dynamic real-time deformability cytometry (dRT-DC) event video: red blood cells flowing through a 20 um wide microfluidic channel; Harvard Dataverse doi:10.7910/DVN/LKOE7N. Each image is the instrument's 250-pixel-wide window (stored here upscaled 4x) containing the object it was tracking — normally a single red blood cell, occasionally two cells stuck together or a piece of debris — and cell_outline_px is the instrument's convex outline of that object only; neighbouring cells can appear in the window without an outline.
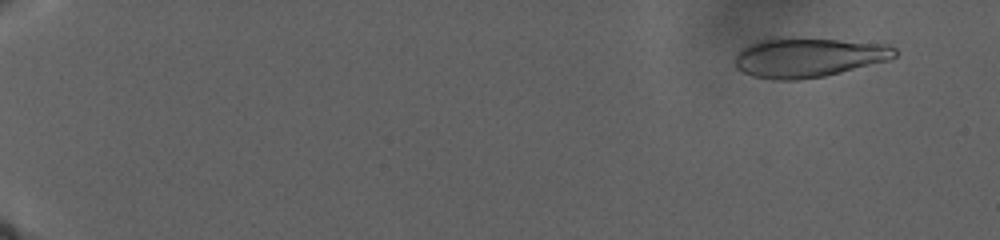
{"species": "human", "species_latin": "Homo sapiens", "temperature_condition": "warm", "stored_images_in_passage": 64, "camera_frame_rate_fps": 3000, "um_per_image_px": 0.085, "donor": {"sex": "male"}, "frame": {"image": 1, "passage_image": 4, "time_ms": 3.0, "image_size_px": [1000, 240], "cell_outline_px": [[896, 56], [888, 60], [824, 76], [796, 80], [772, 80], [752, 76], [736, 68], [732, 60], [736, 52], [740, 48], [748, 44], [760, 40], [780, 36], [788, 36], [888, 44], [896, 48]], "centroid_in_image_um": [68.62, 4.86], "position_along_channel_um": 16.4, "area_um2": 37.4}}
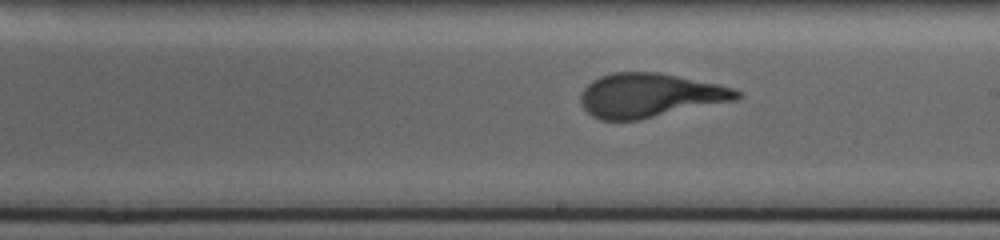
{"frame": {"image": 2, "passage_image": 37, "time_ms": 26.333, "image_size_px": [1000, 240], "cell_outline_px": [[740, 96], [736, 100], [640, 120], [600, 120], [592, 116], [580, 104], [580, 92], [592, 80], [600, 76], [612, 72], [660, 72], [720, 84], [732, 88], [740, 92]], "centroid_in_image_um": [55.21, 8.1], "position_along_channel_um": 233.8, "area_um2": 40.34}}
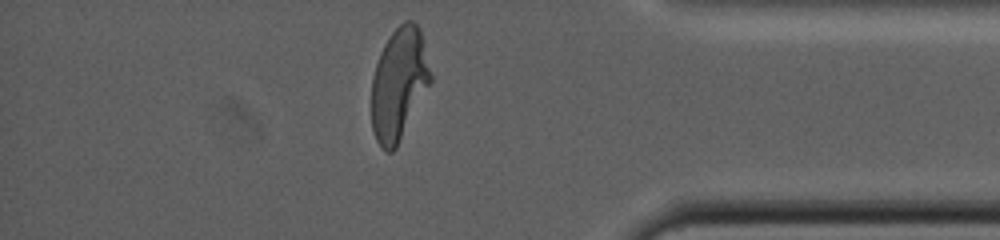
{"frame": {"image": 3, "passage_image": 60, "time_ms": 36.667, "image_size_px": [1000, 240], "cell_outline_px": [[432, 80], [396, 148], [392, 152], [384, 152], [380, 148], [376, 140], [372, 128], [372, 76], [380, 52], [384, 44], [392, 32], [404, 20], [412, 20], [420, 28], [432, 76]], "centroid_in_image_um": [33.9, 7.14], "position_along_channel_um": 401.3, "area_um2": 38.55}}